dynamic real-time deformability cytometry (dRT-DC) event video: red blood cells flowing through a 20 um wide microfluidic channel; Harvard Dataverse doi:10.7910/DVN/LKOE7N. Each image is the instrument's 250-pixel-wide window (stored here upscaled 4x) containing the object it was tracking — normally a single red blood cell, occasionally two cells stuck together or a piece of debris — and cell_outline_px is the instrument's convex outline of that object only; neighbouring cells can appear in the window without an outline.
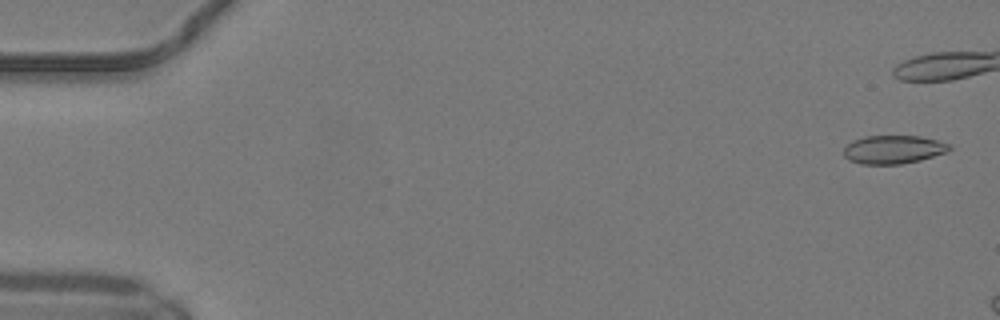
{"species": "common noctule bat (a hibernating species)", "species_latin": "Nyctalus noctula", "temperature_condition": "warm", "stored_images_in_passage": 10, "camera_frame_rate_fps": 3000, "um_per_image_px": 0.085, "animal": {"sex": "male", "body_mass_g": 19.2, "forearm_length_mm": 51.8}, "frame": {"image": 1, "passage_image": 2, "time_ms": 0.333, "image_size_px": [1000, 320], "cell_outline_px": [[952, 148], [948, 152], [920, 160], [900, 164], [860, 164], [848, 160], [844, 156], [844, 148], [852, 140], [864, 136], [920, 136], [936, 140], [948, 144]], "centroid_in_image_um": [75.91, 12.71], "position_along_channel_um": 9.1, "area_um2": 17.51}}